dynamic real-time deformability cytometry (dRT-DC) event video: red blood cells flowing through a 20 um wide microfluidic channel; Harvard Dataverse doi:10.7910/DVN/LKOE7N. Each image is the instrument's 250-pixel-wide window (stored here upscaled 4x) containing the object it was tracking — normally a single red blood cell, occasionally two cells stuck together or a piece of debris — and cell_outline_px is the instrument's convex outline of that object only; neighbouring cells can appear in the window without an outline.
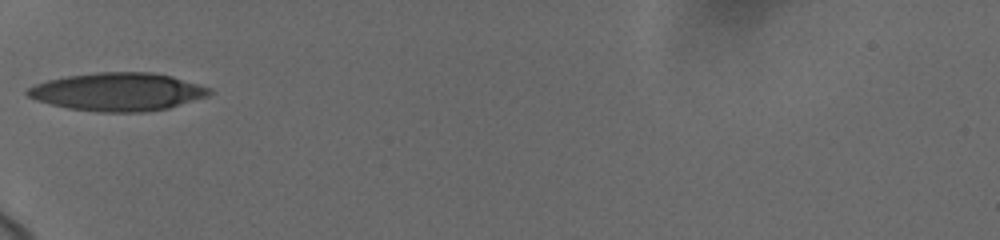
{"species": "human", "species_latin": "Homo sapiens", "temperature_condition": "cold", "stored_images_in_passage": 2, "camera_frame_rate_fps": 3000, "um_per_image_px": 0.085, "donor": {"sex": "female"}, "frame": {"image": 1, "passage_image": 1, "time_ms": 0.0, "image_size_px": [1000, 240], "cell_outline_px": [[212, 92], [208, 96], [168, 108], [144, 112], [100, 112], [68, 108], [36, 100], [28, 96], [24, 92], [28, 88], [36, 84], [48, 80], [68, 76], [96, 72], [152, 72], [172, 76], [212, 88]], "centroid_in_image_um": [10.03, 7.8], "position_along_channel_um": 75.0, "area_um2": 40.29}}